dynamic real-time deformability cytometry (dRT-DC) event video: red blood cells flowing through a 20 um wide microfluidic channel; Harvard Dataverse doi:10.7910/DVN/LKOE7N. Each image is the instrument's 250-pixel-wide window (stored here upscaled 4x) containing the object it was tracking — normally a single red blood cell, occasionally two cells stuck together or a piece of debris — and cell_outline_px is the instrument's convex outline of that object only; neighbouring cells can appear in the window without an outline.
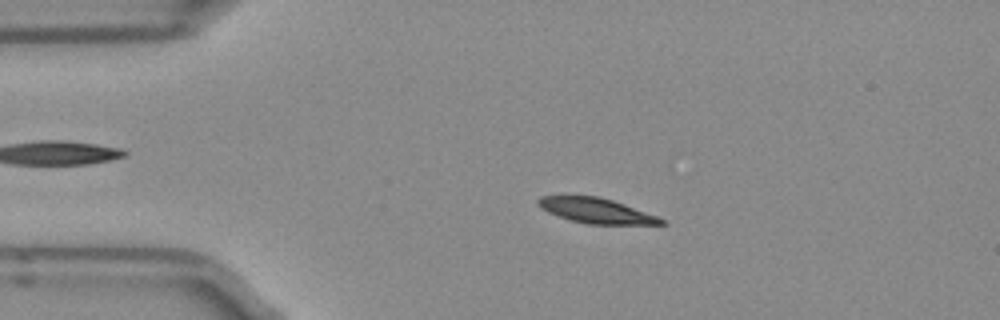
{"species": "Egyptian fruit bat (a non-hibernating species)", "species_latin": "Rousettus aegyptiacus", "temperature_condition": "room temperature", "stored_images_in_passage": 27, "camera_frame_rate_fps": 3000, "um_per_image_px": 0.085, "frame": {"image": 1, "passage_image": 10, "time_ms": 3.0, "image_size_px": [1000, 320], "cell_outline_px": [[668, 224], [588, 224], [572, 220], [548, 212], [540, 208], [536, 204], [536, 200], [540, 196], [600, 196], [612, 200], [656, 216], [664, 220]], "centroid_in_image_um": [50.63, 17.9], "position_along_channel_um": 34.4, "area_um2": 17.69}}
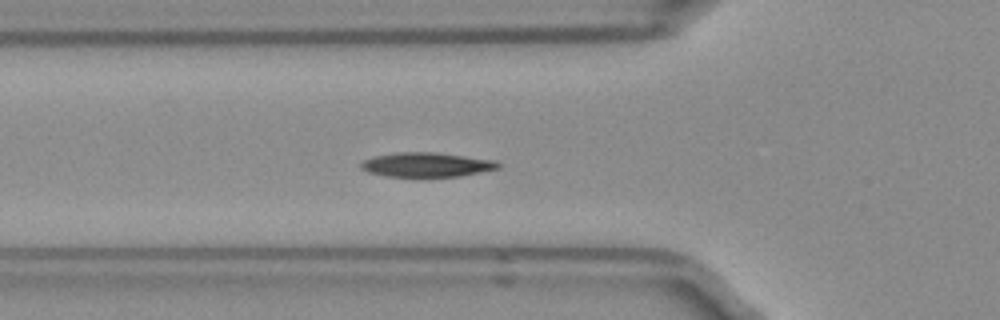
{"frame": {"image": 2, "passage_image": 17, "time_ms": 5.333, "image_size_px": [1000, 320], "cell_outline_px": [[500, 168], [460, 176], [416, 180], [388, 176], [368, 172], [360, 168], [360, 164], [364, 160], [376, 156], [396, 152], [436, 152], [496, 160], [500, 164]], "centroid_in_image_um": [36.26, 14.04], "position_along_channel_um": 89.5, "area_um2": 20.4}}